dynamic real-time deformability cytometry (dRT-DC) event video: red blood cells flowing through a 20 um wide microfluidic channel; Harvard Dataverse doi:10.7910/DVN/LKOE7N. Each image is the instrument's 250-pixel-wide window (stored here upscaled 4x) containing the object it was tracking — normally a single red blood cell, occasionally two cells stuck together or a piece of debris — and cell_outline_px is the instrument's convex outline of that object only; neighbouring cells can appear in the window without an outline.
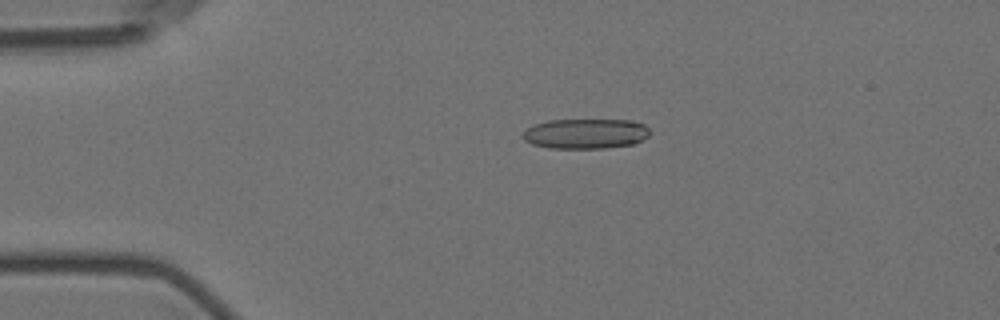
{"species": "Egyptian fruit bat (a non-hibernating species)", "species_latin": "Rousettus aegyptiacus", "temperature_condition": "room temperature", "stored_images_in_passage": 5, "camera_frame_rate_fps": 3000, "um_per_image_px": 0.085, "animal": {"sex": "female"}, "frame": {"image": 1, "passage_image": 4, "time_ms": 3.333, "image_size_px": [1000, 320], "cell_outline_px": [[652, 132], [648, 136], [632, 144], [604, 148], [548, 148], [532, 144], [524, 140], [520, 136], [528, 128], [536, 124], [548, 120], [632, 120], [644, 124]], "centroid_in_image_um": [49.77, 11.36], "position_along_channel_um": 35.2, "area_um2": 22.25}}